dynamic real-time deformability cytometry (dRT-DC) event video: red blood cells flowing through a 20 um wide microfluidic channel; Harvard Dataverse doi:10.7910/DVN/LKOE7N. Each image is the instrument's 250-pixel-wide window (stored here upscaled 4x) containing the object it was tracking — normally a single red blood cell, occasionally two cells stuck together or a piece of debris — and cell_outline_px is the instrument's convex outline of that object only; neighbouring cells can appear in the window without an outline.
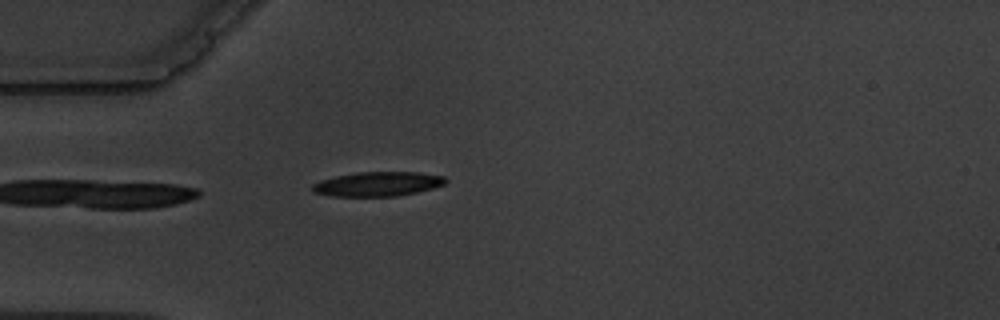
{"species": "common noctule bat (a hibernating species)", "species_latin": "Nyctalus noctula", "temperature_condition": "warm", "stored_images_in_passage": 5, "camera_frame_rate_fps": 3000, "um_per_image_px": 0.085, "animal": {"sex": "male", "body_mass_g": 19.5, "forearm_length_mm": 54.6}, "frame": {"image": 1, "passage_image": 5, "time_ms": 4.667, "image_size_px": [1000, 320], "cell_outline_px": [[448, 180], [444, 184], [432, 188], [416, 192], [396, 196], [332, 196], [312, 192], [312, 184], [320, 180], [336, 176], [356, 172], [420, 172], [444, 176]], "centroid_in_image_um": [32.1, 15.63], "position_along_channel_um": 52.9, "area_um2": 18.96}}